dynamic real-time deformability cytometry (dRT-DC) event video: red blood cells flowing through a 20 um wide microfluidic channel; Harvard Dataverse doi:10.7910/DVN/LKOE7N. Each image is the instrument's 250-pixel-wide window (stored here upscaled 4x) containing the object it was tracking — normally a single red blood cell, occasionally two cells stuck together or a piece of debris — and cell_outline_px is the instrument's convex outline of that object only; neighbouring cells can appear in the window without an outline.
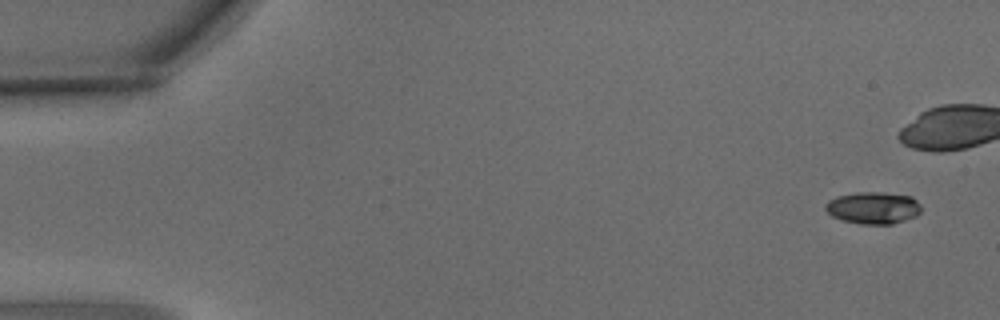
{"species": "common noctule bat (a hibernating species)", "species_latin": "Nyctalus noctula", "temperature_condition": "warm", "stored_images_in_passage": 9, "camera_frame_rate_fps": 3000, "um_per_image_px": 0.085, "animal": {"sex": "male", "body_mass_g": 15.6}, "frame": {"image": 1, "passage_image": 1, "time_ms": 0.0, "image_size_px": [1000, 320], "cell_outline_px": [[920, 212], [916, 216], [892, 224], [860, 224], [840, 220], [832, 216], [824, 208], [824, 204], [828, 200], [836, 196], [856, 192], [884, 192], [912, 196], [920, 204]], "centroid_in_image_um": [74.19, 17.66], "position_along_channel_um": 10.8, "area_um2": 18.09}}